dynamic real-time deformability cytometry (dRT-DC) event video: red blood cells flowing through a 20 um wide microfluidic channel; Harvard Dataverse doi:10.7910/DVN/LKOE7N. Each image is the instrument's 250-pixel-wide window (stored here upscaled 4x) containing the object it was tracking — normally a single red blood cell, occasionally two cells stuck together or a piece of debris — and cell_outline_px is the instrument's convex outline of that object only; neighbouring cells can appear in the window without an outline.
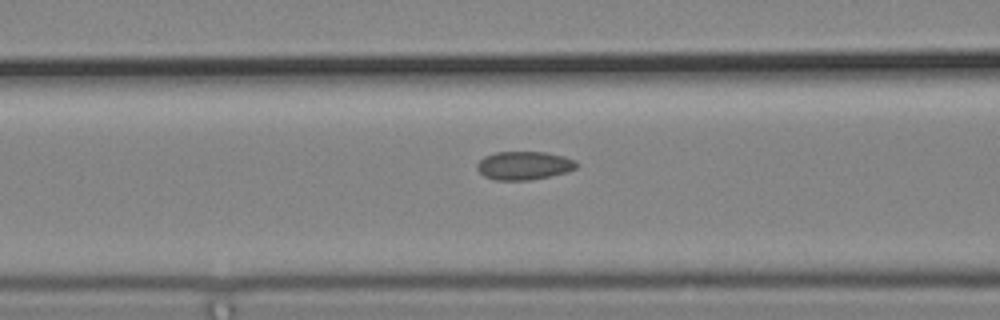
{"species": "common noctule bat (a hibernating species)", "species_latin": "Nyctalus noctula", "temperature_condition": "cold", "stored_images_in_passage": 31, "segment_of_instrument_passage": [1, 2], "camera_frame_rate_fps": 3000, "um_per_image_px": 0.085, "animal": {"sex": "male", "body_mass_g": 19.2, "forearm_length_mm": 51.8}, "frame": {"image": 1, "passage_image": 9, "time_ms": 2.667, "image_size_px": [1000, 320], "cell_outline_px": [[580, 164], [576, 168], [568, 172], [532, 180], [496, 180], [484, 176], [476, 168], [476, 164], [484, 156], [496, 152], [544, 152], [564, 156], [576, 160]], "centroid_in_image_um": [44.57, 14.07], "position_along_channel_um": 122.0, "area_um2": 16.65}}
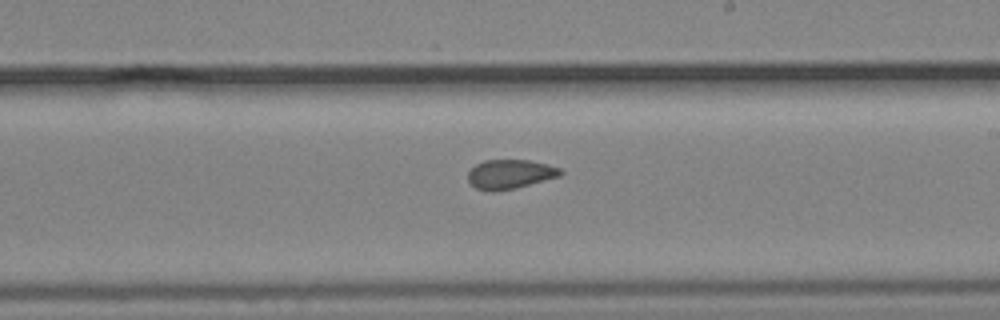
{"frame": {"image": 2, "passage_image": 19, "time_ms": 6.0, "image_size_px": [1000, 320], "cell_outline_px": [[564, 172], [560, 176], [516, 188], [492, 192], [476, 188], [468, 180], [468, 172], [476, 164], [484, 160], [528, 160], [548, 164], [560, 168]], "centroid_in_image_um": [43.36, 14.8], "position_along_channel_um": 245.6, "area_um2": 15.78}}
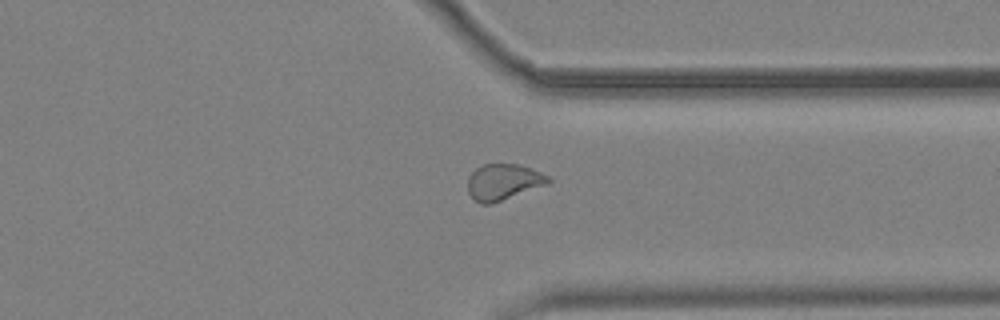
{"frame": {"image": 3, "passage_image": 29, "time_ms": 9.333, "image_size_px": [1000, 320], "cell_outline_px": [[552, 180], [548, 184], [492, 204], [480, 204], [472, 200], [468, 192], [468, 176], [476, 168], [484, 164], [516, 164], [540, 172], [548, 176]], "centroid_in_image_um": [42.75, 15.49], "position_along_channel_um": 368.7, "area_um2": 16.99}}